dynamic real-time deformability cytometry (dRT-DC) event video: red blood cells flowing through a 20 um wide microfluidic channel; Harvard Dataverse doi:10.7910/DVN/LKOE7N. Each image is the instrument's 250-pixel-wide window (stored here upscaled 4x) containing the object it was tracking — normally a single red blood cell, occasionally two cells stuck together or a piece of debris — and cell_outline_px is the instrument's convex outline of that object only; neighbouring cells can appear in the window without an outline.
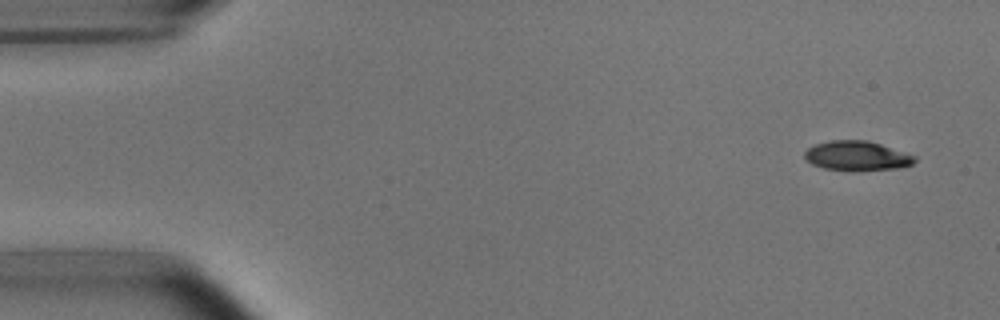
{"species": "common noctule bat (a hibernating species)", "species_latin": "Nyctalus noctula", "temperature_condition": "room temperature", "stored_images_in_passage": 5, "camera_frame_rate_fps": 3000, "um_per_image_px": 0.085, "animal": {"sex": "male", "body_mass_g": 15.6}, "frame": {"image": 1, "passage_image": 1, "time_ms": 0.0, "image_size_px": [1000, 320], "cell_outline_px": [[916, 160], [912, 164], [900, 168], [860, 172], [856, 172], [824, 168], [812, 164], [804, 156], [804, 152], [808, 148], [816, 144], [832, 140], [868, 140], [916, 156]], "centroid_in_image_um": [72.86, 13.27], "position_along_channel_um": 12.1, "area_um2": 19.19}}